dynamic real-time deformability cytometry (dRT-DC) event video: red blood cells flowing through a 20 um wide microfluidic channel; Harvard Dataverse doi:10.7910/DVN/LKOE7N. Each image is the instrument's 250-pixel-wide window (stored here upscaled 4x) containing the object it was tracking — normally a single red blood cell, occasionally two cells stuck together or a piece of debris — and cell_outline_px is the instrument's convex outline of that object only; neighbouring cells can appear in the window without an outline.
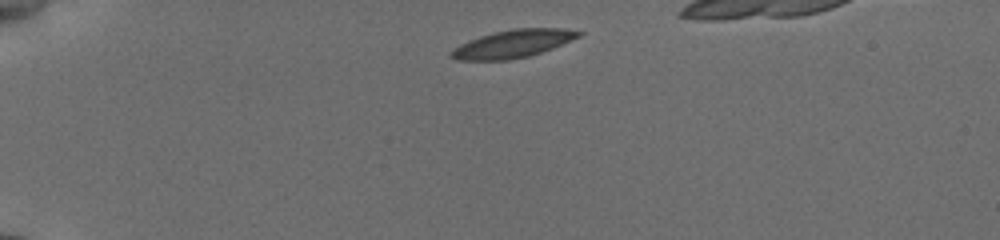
{"species": "common noctule bat (a hibernating species)", "species_latin": "Nyctalus noctula", "temperature_condition": "cold", "stored_images_in_passage": 39, "camera_frame_rate_fps": 3000, "um_per_image_px": 0.085, "animal": {"sex": "female", "body_mass_g": 19.5, "forearm_length_mm": 54.1}, "frame": {"image": 1, "passage_image": 1, "time_ms": 0.0, "image_size_px": [1000, 240], "cell_outline_px": [[584, 32], [580, 36], [552, 48], [528, 56], [508, 60], [456, 60], [448, 56], [448, 52], [460, 44], [468, 40], [492, 32], [512, 28], [564, 28]], "centroid_in_image_um": [43.54, 3.71], "position_along_channel_um": 41.5, "area_um2": 20.75}}
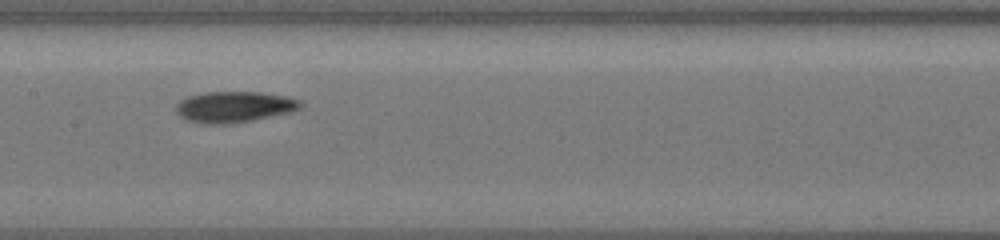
{"frame": {"image": 2, "passage_image": 17, "time_ms": 5.333, "image_size_px": [1000, 240], "cell_outline_px": [[304, 104], [300, 108], [292, 112], [252, 120], [228, 124], [204, 124], [188, 120], [180, 116], [176, 112], [176, 104], [180, 100], [188, 96], [204, 92], [260, 92], [288, 96], [300, 100]], "centroid_in_image_um": [19.93, 9.08], "position_along_channel_um": 187.5, "area_um2": 22.66}}
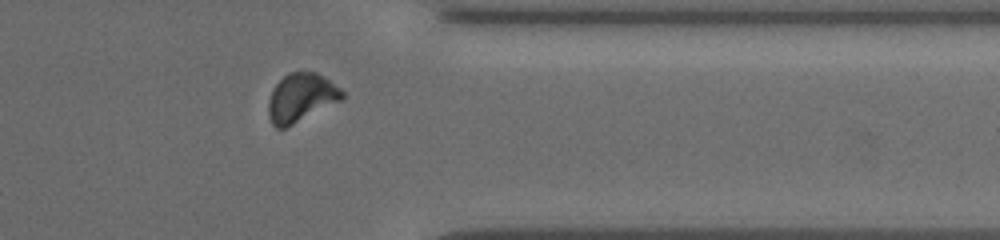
{"frame": {"image": 3, "passage_image": 33, "time_ms": 10.667, "image_size_px": [1000, 240], "cell_outline_px": [[344, 96], [340, 100], [284, 128], [276, 128], [272, 124], [268, 116], [268, 100], [272, 88], [288, 72], [316, 72], [324, 76], [340, 88], [344, 92]], "centroid_in_image_um": [25.55, 8.28], "position_along_channel_um": 385.8, "area_um2": 20.58}}